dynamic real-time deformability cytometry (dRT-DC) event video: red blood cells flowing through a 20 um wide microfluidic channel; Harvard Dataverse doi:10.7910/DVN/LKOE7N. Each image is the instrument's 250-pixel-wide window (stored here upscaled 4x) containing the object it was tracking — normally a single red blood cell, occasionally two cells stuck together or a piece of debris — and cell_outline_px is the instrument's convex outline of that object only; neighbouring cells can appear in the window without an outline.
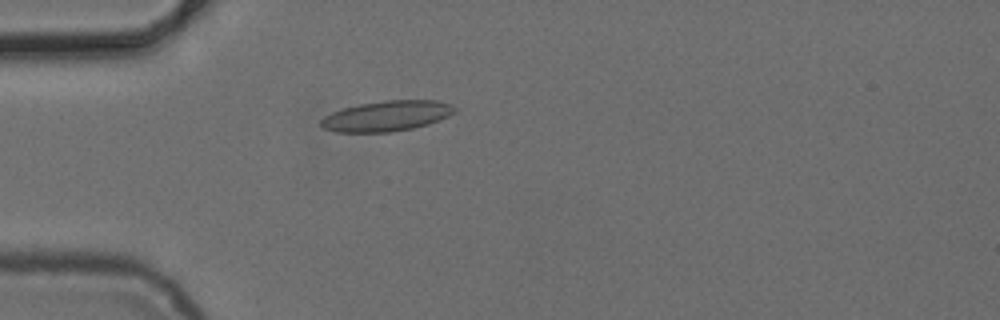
{"species": "common noctule bat (a hibernating species)", "species_latin": "Nyctalus noctula", "temperature_condition": "cold", "stored_images_in_passage": 5, "camera_frame_rate_fps": 3000, "um_per_image_px": 0.085, "animal": {"sex": "female", "body_mass_g": 24.6, "forearm_length_mm": 56.2}, "frame": {"image": 1, "passage_image": 5, "time_ms": 4.667, "image_size_px": [1000, 320], "cell_outline_px": [[456, 112], [448, 116], [428, 124], [412, 128], [392, 132], [336, 132], [324, 128], [320, 124], [320, 120], [324, 116], [332, 112], [344, 108], [360, 104], [384, 100], [436, 100], [452, 104], [456, 108]], "centroid_in_image_um": [32.88, 9.85], "position_along_channel_um": 52.1, "area_um2": 23.7}}